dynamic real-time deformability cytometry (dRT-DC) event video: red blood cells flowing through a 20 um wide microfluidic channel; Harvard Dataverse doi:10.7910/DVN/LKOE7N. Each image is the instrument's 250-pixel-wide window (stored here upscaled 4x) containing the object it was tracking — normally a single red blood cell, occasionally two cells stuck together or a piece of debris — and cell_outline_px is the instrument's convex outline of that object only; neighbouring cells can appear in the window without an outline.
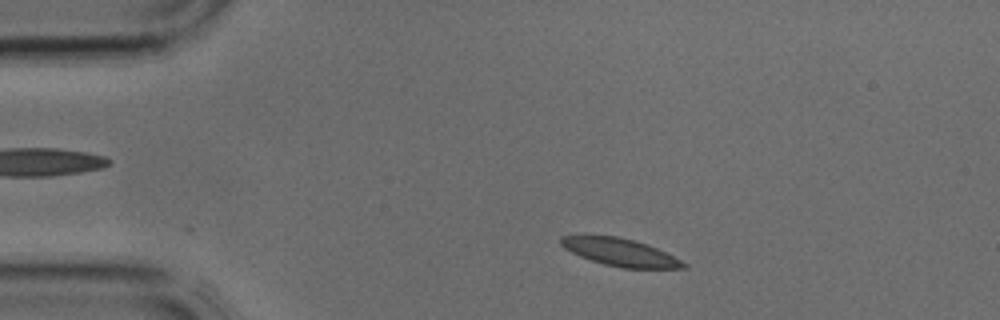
{"species": "common noctule bat (a hibernating species)", "species_latin": "Nyctalus noctula", "temperature_condition": "cold", "stored_images_in_passage": 2, "camera_frame_rate_fps": 3000, "um_per_image_px": 0.085, "animal": {"sex": "male", "body_mass_g": 17.9, "forearm_length_mm": 54.2}, "frame": {"image": 1, "passage_image": 1, "time_ms": 0.0, "image_size_px": [1000, 320], "cell_outline_px": [[688, 268], [624, 268], [604, 264], [580, 256], [564, 248], [560, 244], [560, 236], [616, 236], [632, 240], [656, 248], [688, 264]], "centroid_in_image_um": [52.71, 21.45], "position_along_channel_um": 32.3, "area_um2": 19.19}}